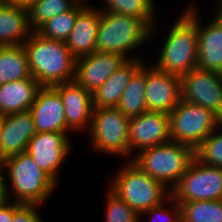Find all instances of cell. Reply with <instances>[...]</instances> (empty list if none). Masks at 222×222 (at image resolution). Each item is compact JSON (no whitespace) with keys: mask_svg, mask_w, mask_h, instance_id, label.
<instances>
[{"mask_svg":"<svg viewBox=\"0 0 222 222\" xmlns=\"http://www.w3.org/2000/svg\"><path fill=\"white\" fill-rule=\"evenodd\" d=\"M191 2L169 27L158 50V59L152 62L156 69L179 77L197 67V7Z\"/></svg>","mask_w":222,"mask_h":222,"instance_id":"obj_1","label":"cell"},{"mask_svg":"<svg viewBox=\"0 0 222 222\" xmlns=\"http://www.w3.org/2000/svg\"><path fill=\"white\" fill-rule=\"evenodd\" d=\"M23 46L31 76L41 86L74 81L76 57L64 41L46 39L33 31Z\"/></svg>","mask_w":222,"mask_h":222,"instance_id":"obj_2","label":"cell"},{"mask_svg":"<svg viewBox=\"0 0 222 222\" xmlns=\"http://www.w3.org/2000/svg\"><path fill=\"white\" fill-rule=\"evenodd\" d=\"M156 25L152 28L146 21L136 16H126L119 13L101 11L98 26L96 50L108 53H118L127 60L144 59L142 54L131 55L155 35ZM154 32V33H153ZM138 48V49H137ZM128 55V56H127ZM142 57V58H141Z\"/></svg>","mask_w":222,"mask_h":222,"instance_id":"obj_3","label":"cell"},{"mask_svg":"<svg viewBox=\"0 0 222 222\" xmlns=\"http://www.w3.org/2000/svg\"><path fill=\"white\" fill-rule=\"evenodd\" d=\"M0 165L6 174L11 201L42 205L58 186L26 151L5 158Z\"/></svg>","mask_w":222,"mask_h":222,"instance_id":"obj_4","label":"cell"},{"mask_svg":"<svg viewBox=\"0 0 222 222\" xmlns=\"http://www.w3.org/2000/svg\"><path fill=\"white\" fill-rule=\"evenodd\" d=\"M125 162L117 171H113L115 173H112L107 184L138 215L163 204L172 196L171 190L144 173L132 160L126 159Z\"/></svg>","mask_w":222,"mask_h":222,"instance_id":"obj_5","label":"cell"},{"mask_svg":"<svg viewBox=\"0 0 222 222\" xmlns=\"http://www.w3.org/2000/svg\"><path fill=\"white\" fill-rule=\"evenodd\" d=\"M194 158L192 147L171 140L140 151L132 161L172 191Z\"/></svg>","mask_w":222,"mask_h":222,"instance_id":"obj_6","label":"cell"},{"mask_svg":"<svg viewBox=\"0 0 222 222\" xmlns=\"http://www.w3.org/2000/svg\"><path fill=\"white\" fill-rule=\"evenodd\" d=\"M130 118L115 108H94L90 128L87 132L92 150L102 154L129 158ZM120 156V157H119Z\"/></svg>","mask_w":222,"mask_h":222,"instance_id":"obj_7","label":"cell"},{"mask_svg":"<svg viewBox=\"0 0 222 222\" xmlns=\"http://www.w3.org/2000/svg\"><path fill=\"white\" fill-rule=\"evenodd\" d=\"M169 116L171 140L194 150L222 123L212 111L182 99Z\"/></svg>","mask_w":222,"mask_h":222,"instance_id":"obj_8","label":"cell"},{"mask_svg":"<svg viewBox=\"0 0 222 222\" xmlns=\"http://www.w3.org/2000/svg\"><path fill=\"white\" fill-rule=\"evenodd\" d=\"M171 192L176 202L222 200V168L194 158Z\"/></svg>","mask_w":222,"mask_h":222,"instance_id":"obj_9","label":"cell"},{"mask_svg":"<svg viewBox=\"0 0 222 222\" xmlns=\"http://www.w3.org/2000/svg\"><path fill=\"white\" fill-rule=\"evenodd\" d=\"M181 78V99L212 111L222 120V74L194 68Z\"/></svg>","mask_w":222,"mask_h":222,"instance_id":"obj_10","label":"cell"},{"mask_svg":"<svg viewBox=\"0 0 222 222\" xmlns=\"http://www.w3.org/2000/svg\"><path fill=\"white\" fill-rule=\"evenodd\" d=\"M69 133L41 132L36 133L30 142L26 152L29 153L35 163L46 172L57 184H59V171L63 163L69 158L72 150V141Z\"/></svg>","mask_w":222,"mask_h":222,"instance_id":"obj_11","label":"cell"},{"mask_svg":"<svg viewBox=\"0 0 222 222\" xmlns=\"http://www.w3.org/2000/svg\"><path fill=\"white\" fill-rule=\"evenodd\" d=\"M170 116L163 112L147 111L130 118V160L140 151L171 141ZM134 154V155H133Z\"/></svg>","mask_w":222,"mask_h":222,"instance_id":"obj_12","label":"cell"},{"mask_svg":"<svg viewBox=\"0 0 222 222\" xmlns=\"http://www.w3.org/2000/svg\"><path fill=\"white\" fill-rule=\"evenodd\" d=\"M146 63L145 100L147 111L169 114L181 100V78Z\"/></svg>","mask_w":222,"mask_h":222,"instance_id":"obj_13","label":"cell"},{"mask_svg":"<svg viewBox=\"0 0 222 222\" xmlns=\"http://www.w3.org/2000/svg\"><path fill=\"white\" fill-rule=\"evenodd\" d=\"M126 61L121 54L96 50L76 58L74 81L93 93Z\"/></svg>","mask_w":222,"mask_h":222,"instance_id":"obj_14","label":"cell"},{"mask_svg":"<svg viewBox=\"0 0 222 222\" xmlns=\"http://www.w3.org/2000/svg\"><path fill=\"white\" fill-rule=\"evenodd\" d=\"M30 112L34 121L36 133H70L65 118V112L59 92L54 87L42 86Z\"/></svg>","mask_w":222,"mask_h":222,"instance_id":"obj_15","label":"cell"},{"mask_svg":"<svg viewBox=\"0 0 222 222\" xmlns=\"http://www.w3.org/2000/svg\"><path fill=\"white\" fill-rule=\"evenodd\" d=\"M60 94L68 128L72 132H88L93 115L92 93L75 81L53 86Z\"/></svg>","mask_w":222,"mask_h":222,"instance_id":"obj_16","label":"cell"},{"mask_svg":"<svg viewBox=\"0 0 222 222\" xmlns=\"http://www.w3.org/2000/svg\"><path fill=\"white\" fill-rule=\"evenodd\" d=\"M215 9L206 24L202 23L197 10V68L222 74V8Z\"/></svg>","mask_w":222,"mask_h":222,"instance_id":"obj_17","label":"cell"},{"mask_svg":"<svg viewBox=\"0 0 222 222\" xmlns=\"http://www.w3.org/2000/svg\"><path fill=\"white\" fill-rule=\"evenodd\" d=\"M36 134L30 111L2 116L0 129V163L7 157L27 150Z\"/></svg>","mask_w":222,"mask_h":222,"instance_id":"obj_18","label":"cell"},{"mask_svg":"<svg viewBox=\"0 0 222 222\" xmlns=\"http://www.w3.org/2000/svg\"><path fill=\"white\" fill-rule=\"evenodd\" d=\"M101 20L99 6L94 7L89 2L79 11L66 46L76 57L91 54L96 51L98 26Z\"/></svg>","mask_w":222,"mask_h":222,"instance_id":"obj_19","label":"cell"},{"mask_svg":"<svg viewBox=\"0 0 222 222\" xmlns=\"http://www.w3.org/2000/svg\"><path fill=\"white\" fill-rule=\"evenodd\" d=\"M144 62V59H131L119 67L105 83L92 93L93 107H117L131 76Z\"/></svg>","mask_w":222,"mask_h":222,"instance_id":"obj_20","label":"cell"},{"mask_svg":"<svg viewBox=\"0 0 222 222\" xmlns=\"http://www.w3.org/2000/svg\"><path fill=\"white\" fill-rule=\"evenodd\" d=\"M42 86L31 76L0 85V116L30 111Z\"/></svg>","mask_w":222,"mask_h":222,"instance_id":"obj_21","label":"cell"},{"mask_svg":"<svg viewBox=\"0 0 222 222\" xmlns=\"http://www.w3.org/2000/svg\"><path fill=\"white\" fill-rule=\"evenodd\" d=\"M32 32L28 9L0 0V46L23 45Z\"/></svg>","mask_w":222,"mask_h":222,"instance_id":"obj_22","label":"cell"},{"mask_svg":"<svg viewBox=\"0 0 222 222\" xmlns=\"http://www.w3.org/2000/svg\"><path fill=\"white\" fill-rule=\"evenodd\" d=\"M145 86L146 61L131 76L116 108L129 118L147 112Z\"/></svg>","mask_w":222,"mask_h":222,"instance_id":"obj_23","label":"cell"},{"mask_svg":"<svg viewBox=\"0 0 222 222\" xmlns=\"http://www.w3.org/2000/svg\"><path fill=\"white\" fill-rule=\"evenodd\" d=\"M31 77L23 45L0 46V85Z\"/></svg>","mask_w":222,"mask_h":222,"instance_id":"obj_24","label":"cell"},{"mask_svg":"<svg viewBox=\"0 0 222 222\" xmlns=\"http://www.w3.org/2000/svg\"><path fill=\"white\" fill-rule=\"evenodd\" d=\"M101 11H109L126 16H136L146 21L152 28L158 23L155 0H102ZM156 21V22H155Z\"/></svg>","mask_w":222,"mask_h":222,"instance_id":"obj_25","label":"cell"},{"mask_svg":"<svg viewBox=\"0 0 222 222\" xmlns=\"http://www.w3.org/2000/svg\"><path fill=\"white\" fill-rule=\"evenodd\" d=\"M86 4L87 1L81 0L73 9L54 16L42 24L35 32L46 39L65 42L74 27L79 11Z\"/></svg>","mask_w":222,"mask_h":222,"instance_id":"obj_26","label":"cell"},{"mask_svg":"<svg viewBox=\"0 0 222 222\" xmlns=\"http://www.w3.org/2000/svg\"><path fill=\"white\" fill-rule=\"evenodd\" d=\"M81 0H36L28 9L29 25L36 31L42 24L73 9Z\"/></svg>","mask_w":222,"mask_h":222,"instance_id":"obj_27","label":"cell"},{"mask_svg":"<svg viewBox=\"0 0 222 222\" xmlns=\"http://www.w3.org/2000/svg\"><path fill=\"white\" fill-rule=\"evenodd\" d=\"M181 222H222V200L177 202Z\"/></svg>","mask_w":222,"mask_h":222,"instance_id":"obj_28","label":"cell"},{"mask_svg":"<svg viewBox=\"0 0 222 222\" xmlns=\"http://www.w3.org/2000/svg\"><path fill=\"white\" fill-rule=\"evenodd\" d=\"M195 158L205 165L222 168V123L195 149Z\"/></svg>","mask_w":222,"mask_h":222,"instance_id":"obj_29","label":"cell"},{"mask_svg":"<svg viewBox=\"0 0 222 222\" xmlns=\"http://www.w3.org/2000/svg\"><path fill=\"white\" fill-rule=\"evenodd\" d=\"M104 222H139V215L108 186Z\"/></svg>","mask_w":222,"mask_h":222,"instance_id":"obj_30","label":"cell"},{"mask_svg":"<svg viewBox=\"0 0 222 222\" xmlns=\"http://www.w3.org/2000/svg\"><path fill=\"white\" fill-rule=\"evenodd\" d=\"M145 216V217H144ZM147 216V222H181V210L179 204L171 196L163 204L150 208L139 215V222ZM142 222H145L144 220Z\"/></svg>","mask_w":222,"mask_h":222,"instance_id":"obj_31","label":"cell"},{"mask_svg":"<svg viewBox=\"0 0 222 222\" xmlns=\"http://www.w3.org/2000/svg\"><path fill=\"white\" fill-rule=\"evenodd\" d=\"M39 207L41 206L37 204H23L14 213L12 222H45L40 214Z\"/></svg>","mask_w":222,"mask_h":222,"instance_id":"obj_32","label":"cell"},{"mask_svg":"<svg viewBox=\"0 0 222 222\" xmlns=\"http://www.w3.org/2000/svg\"><path fill=\"white\" fill-rule=\"evenodd\" d=\"M22 203L11 201L0 208V222H12L14 213L22 206Z\"/></svg>","mask_w":222,"mask_h":222,"instance_id":"obj_33","label":"cell"},{"mask_svg":"<svg viewBox=\"0 0 222 222\" xmlns=\"http://www.w3.org/2000/svg\"><path fill=\"white\" fill-rule=\"evenodd\" d=\"M10 202L6 174L3 167L0 165V208Z\"/></svg>","mask_w":222,"mask_h":222,"instance_id":"obj_34","label":"cell"},{"mask_svg":"<svg viewBox=\"0 0 222 222\" xmlns=\"http://www.w3.org/2000/svg\"><path fill=\"white\" fill-rule=\"evenodd\" d=\"M1 1L5 4H11V5L20 6L23 8H28L36 0H1Z\"/></svg>","mask_w":222,"mask_h":222,"instance_id":"obj_35","label":"cell"},{"mask_svg":"<svg viewBox=\"0 0 222 222\" xmlns=\"http://www.w3.org/2000/svg\"><path fill=\"white\" fill-rule=\"evenodd\" d=\"M217 6H214L215 8H222V0H219L217 3Z\"/></svg>","mask_w":222,"mask_h":222,"instance_id":"obj_36","label":"cell"},{"mask_svg":"<svg viewBox=\"0 0 222 222\" xmlns=\"http://www.w3.org/2000/svg\"><path fill=\"white\" fill-rule=\"evenodd\" d=\"M1 124H2V116H0V129H1Z\"/></svg>","mask_w":222,"mask_h":222,"instance_id":"obj_37","label":"cell"}]
</instances>
